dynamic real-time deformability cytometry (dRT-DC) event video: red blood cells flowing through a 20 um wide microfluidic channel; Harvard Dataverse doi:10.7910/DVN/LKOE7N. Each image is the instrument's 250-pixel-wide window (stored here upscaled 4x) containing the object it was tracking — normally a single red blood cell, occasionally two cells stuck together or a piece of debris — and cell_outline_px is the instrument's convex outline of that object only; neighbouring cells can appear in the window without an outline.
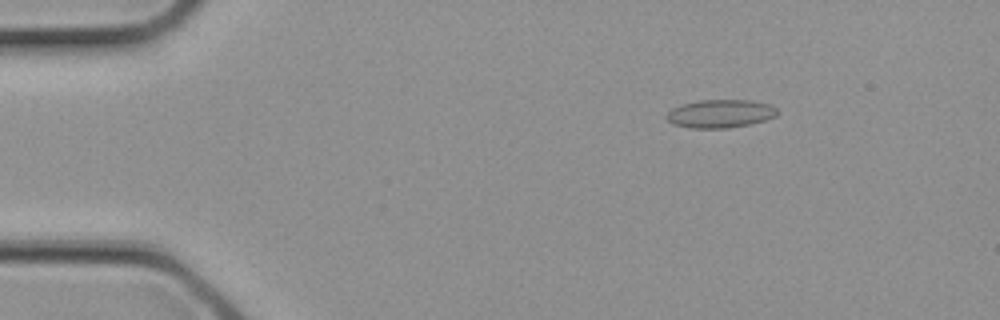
{"species": "common noctule bat (a hibernating species)", "species_latin": "Nyctalus noctula", "temperature_condition": "cold", "stored_images_in_passage": 1, "camera_frame_rate_fps": 3000, "um_per_image_px": 0.085, "animal": {"sex": "female", "body_mass_g": 21.9}, "frame": {"image": 1, "passage_image": 1, "time_ms": 0.0, "image_size_px": [1000, 320], "cell_outline_px": [[776, 116], [764, 120], [748, 124], [728, 128], [692, 128], [672, 124], [664, 116], [672, 108], [680, 104], [700, 100], [752, 100], [772, 104], [776, 108]], "centroid_in_image_um": [61.2, 9.65], "position_along_channel_um": 23.8, "area_um2": 18.26}}